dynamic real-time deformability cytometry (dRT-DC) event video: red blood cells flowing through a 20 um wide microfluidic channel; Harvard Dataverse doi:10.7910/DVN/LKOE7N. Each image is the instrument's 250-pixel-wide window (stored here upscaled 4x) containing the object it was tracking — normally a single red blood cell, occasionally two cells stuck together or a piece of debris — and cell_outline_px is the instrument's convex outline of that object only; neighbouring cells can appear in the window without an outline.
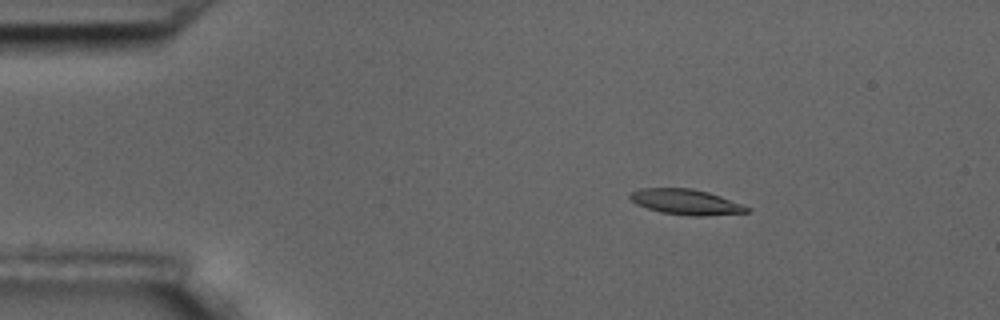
{"species": "common noctule bat (a hibernating species)", "species_latin": "Nyctalus noctula", "temperature_condition": "room temperature", "stored_images_in_passage": 5, "camera_frame_rate_fps": 3000, "um_per_image_px": 0.085, "animal": {"sex": "male", "body_mass_g": 17.5, "forearm_length_mm": 52.3}, "frame": {"image": 1, "passage_image": 3, "time_ms": 2.333, "image_size_px": [1000, 320], "cell_outline_px": [[752, 208], [748, 212], [704, 216], [688, 216], [660, 212], [636, 204], [628, 196], [632, 192], [640, 188], [692, 188], [708, 192], [720, 196]], "centroid_in_image_um": [58.31, 17.17], "position_along_channel_um": 26.7, "area_um2": 17.28}}